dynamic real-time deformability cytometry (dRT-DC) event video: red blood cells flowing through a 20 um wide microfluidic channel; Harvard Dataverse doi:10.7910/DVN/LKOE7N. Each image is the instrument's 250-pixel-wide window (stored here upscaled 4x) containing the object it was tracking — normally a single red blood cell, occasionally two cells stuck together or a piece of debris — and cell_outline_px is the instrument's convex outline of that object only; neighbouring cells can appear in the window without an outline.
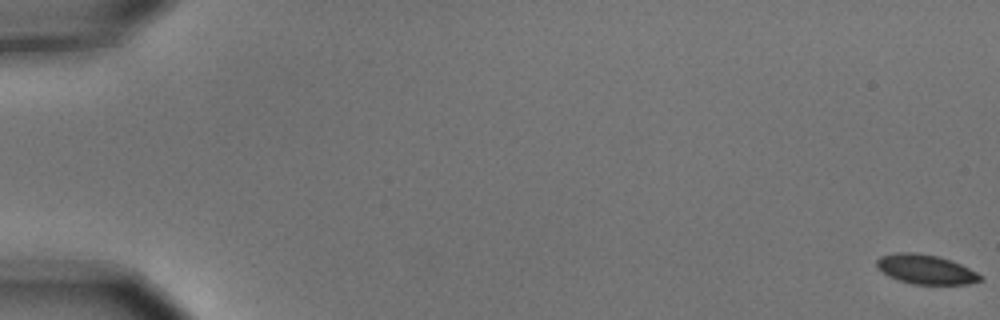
{"species": "common noctule bat (a hibernating species)", "species_latin": "Nyctalus noctula", "temperature_condition": "cold", "stored_images_in_passage": 7, "segment_of_instrument_passage": [1, 2], "camera_frame_rate_fps": 3000, "um_per_image_px": 0.085, "animal": {"sex": "male", "body_mass_g": 15.6}, "frame": {"image": 1, "passage_image": 1, "time_ms": 0.0, "image_size_px": [1000, 320], "cell_outline_px": [[984, 280], [968, 284], [912, 284], [888, 276], [876, 268], [876, 260], [880, 256], [892, 252], [916, 252], [936, 256], [960, 264], [984, 276]], "centroid_in_image_um": [78.66, 22.89], "position_along_channel_um": 6.3, "area_um2": 17.86}}
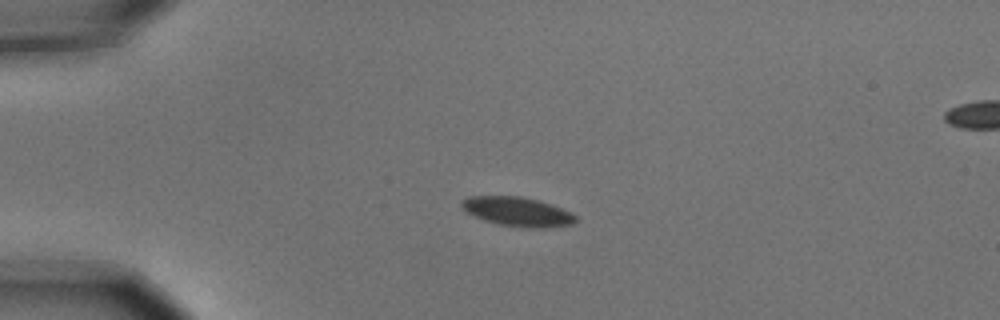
{"frame": {"image": 2, "passage_image": 5, "time_ms": 1.333, "image_size_px": [1000, 320], "cell_outline_px": [[576, 220], [572, 224], [544, 228], [532, 228], [500, 224], [484, 220], [460, 208], [460, 200], [468, 196], [520, 196], [552, 204], [572, 212], [576, 216]], "centroid_in_image_um": [43.98, 17.98], "position_along_channel_um": 41.0, "area_um2": 19.36}}